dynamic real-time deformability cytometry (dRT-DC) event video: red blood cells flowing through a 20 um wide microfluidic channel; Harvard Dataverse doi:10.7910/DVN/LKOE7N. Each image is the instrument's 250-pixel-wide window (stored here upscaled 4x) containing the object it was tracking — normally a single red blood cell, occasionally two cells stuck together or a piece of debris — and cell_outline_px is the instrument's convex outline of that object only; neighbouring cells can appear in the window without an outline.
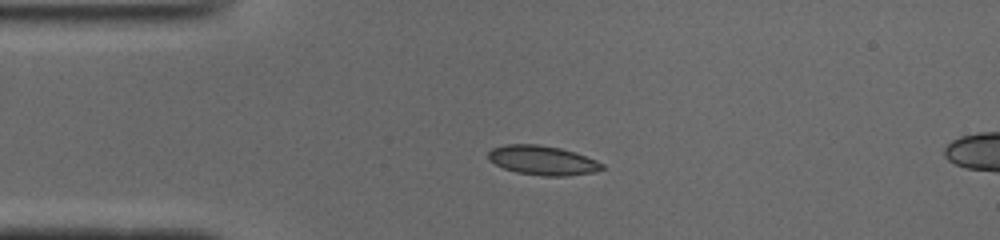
{"species": "common noctule bat (a hibernating species)", "species_latin": "Nyctalus noctula", "temperature_condition": "cold", "stored_images_in_passage": 14, "camera_frame_rate_fps": 3000, "um_per_image_px": 0.085, "animal": {"sex": "male", "body_mass_g": 19.0, "forearm_length_mm": 50.8}, "frame": {"image": 1, "passage_image": 10, "time_ms": 3.0, "image_size_px": [1000, 240], "cell_outline_px": [[604, 168], [596, 172], [564, 176], [540, 176], [516, 172], [504, 168], [488, 160], [488, 152], [492, 148], [508, 144], [536, 144], [560, 148], [596, 160], [604, 164]], "centroid_in_image_um": [46.1, 13.64], "position_along_channel_um": 38.9, "area_um2": 19.36}}